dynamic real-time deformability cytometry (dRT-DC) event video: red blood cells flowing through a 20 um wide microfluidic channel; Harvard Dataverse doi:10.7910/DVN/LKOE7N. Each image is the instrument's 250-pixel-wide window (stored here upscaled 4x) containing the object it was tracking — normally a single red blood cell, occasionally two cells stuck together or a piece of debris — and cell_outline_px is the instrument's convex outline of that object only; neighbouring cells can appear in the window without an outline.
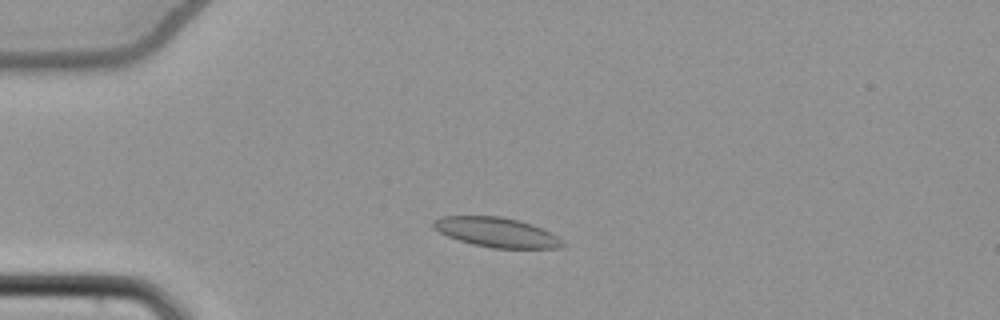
{"species": "common noctule bat (a hibernating species)", "species_latin": "Nyctalus noctula", "temperature_condition": "cold", "stored_images_in_passage": 42, "camera_frame_rate_fps": 3000, "um_per_image_px": 0.085, "animal": {"sex": "female", "body_mass_g": 22.7, "forearm_length_mm": 54.2}, "frame": {"image": 1, "passage_image": 2, "time_ms": 0.333, "image_size_px": [1000, 320], "cell_outline_px": [[564, 244], [560, 248], [492, 248], [472, 244], [448, 236], [432, 228], [432, 220], [444, 216], [500, 216], [532, 224], [564, 240]], "centroid_in_image_um": [42.18, 19.74], "position_along_channel_um": 42.8, "area_um2": 22.14}}
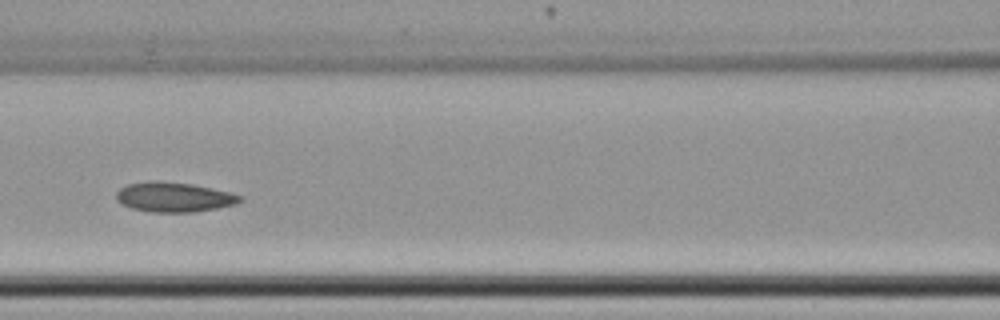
{"frame": {"image": 2, "passage_image": 13, "time_ms": 4.0, "image_size_px": [1000, 320], "cell_outline_px": [[244, 200], [236, 204], [196, 212], [152, 212], [132, 208], [116, 200], [116, 192], [120, 188], [128, 184], [148, 180], [160, 180], [192, 184], [212, 188], [228, 192], [240, 196]], "centroid_in_image_um": [14.77, 16.74], "position_along_channel_um": 151.8, "area_um2": 21.5}}
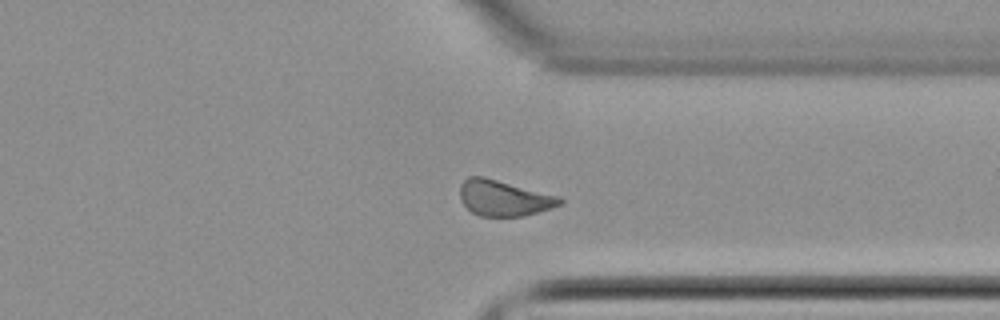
{"frame": {"image": 3, "passage_image": 30, "time_ms": 9.667, "image_size_px": [1000, 320], "cell_outline_px": [[564, 200], [560, 204], [552, 208], [524, 216], [480, 216], [472, 212], [460, 200], [460, 184], [468, 176], [484, 176], [560, 196]], "centroid_in_image_um": [42.83, 16.82], "position_along_channel_um": 368.6, "area_um2": 20.92}, "authors_computed_cell_mechanics": {"area_um2": 20.8947, "velocity_mm_per_s": 3.8213, "shape_relaxation_time_tau1_ms": 4.1958, "shape_relaxation_time_tau2_ms": 6.0686, "deformation_change_tau1": 0.0746, "deformation_change_tau2": 0.0852}}